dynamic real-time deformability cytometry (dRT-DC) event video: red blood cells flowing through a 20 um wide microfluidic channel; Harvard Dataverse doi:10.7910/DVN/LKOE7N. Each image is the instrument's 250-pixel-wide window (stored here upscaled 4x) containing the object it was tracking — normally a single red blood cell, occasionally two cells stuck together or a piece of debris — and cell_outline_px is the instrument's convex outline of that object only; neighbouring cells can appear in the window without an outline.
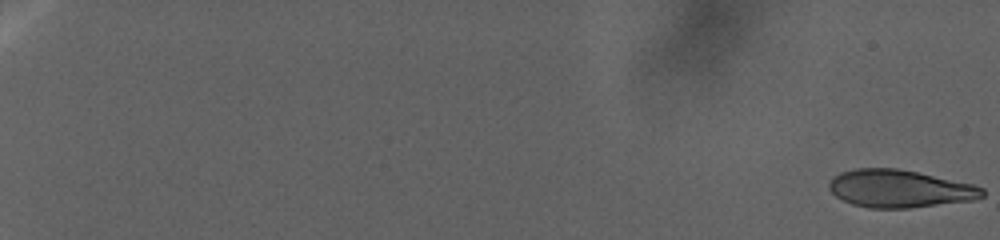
{"species": "human", "species_latin": "Homo sapiens", "temperature_condition": "warm", "stored_images_in_passage": 115, "camera_frame_rate_fps": 3000, "um_per_image_px": 0.085, "donor": {"sex": "female"}, "frame": {"image": 1, "passage_image": 1, "time_ms": 0.0, "image_size_px": [1000, 240], "cell_outline_px": [[984, 196], [972, 200], [908, 208], [868, 208], [852, 204], [836, 196], [828, 188], [828, 184], [832, 176], [840, 172], [856, 168], [896, 168], [916, 172], [972, 184], [984, 188]], "centroid_in_image_um": [76.42, 16.03], "position_along_channel_um": 8.6, "area_um2": 33.47}}
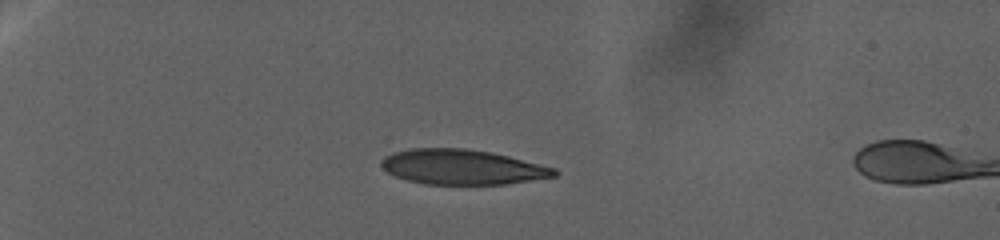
{"frame": {"image": 2, "passage_image": 62, "time_ms": 19.0, "image_size_px": [1000, 240], "cell_outline_px": [[560, 172], [556, 176], [504, 184], [424, 184], [408, 180], [396, 176], [388, 172], [380, 164], [380, 160], [384, 156], [392, 152], [412, 148], [464, 148], [492, 152], [556, 168]], "centroid_in_image_um": [39.27, 14.19], "position_along_channel_um": 45.7, "area_um2": 35.26}}
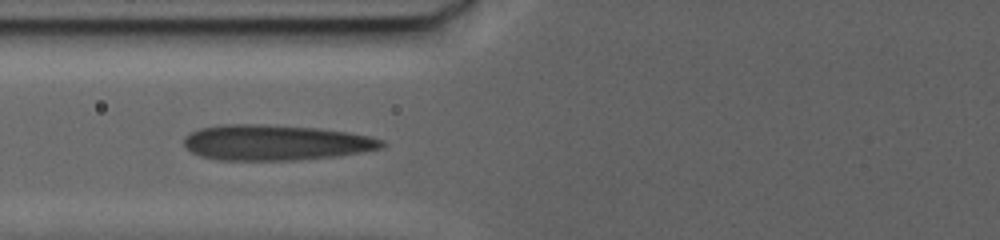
{"frame": {"image": 3, "passage_image": 114, "time_ms": 29.0, "image_size_px": [1000, 240], "cell_outline_px": [[384, 148], [336, 156], [296, 160], [220, 160], [200, 156], [192, 152], [184, 144], [184, 136], [200, 128], [224, 124], [264, 124], [320, 128], [348, 132], [372, 136], [384, 140]], "centroid_in_image_um": [23.45, 12.11], "position_along_channel_um": 102.4, "area_um2": 41.1}}